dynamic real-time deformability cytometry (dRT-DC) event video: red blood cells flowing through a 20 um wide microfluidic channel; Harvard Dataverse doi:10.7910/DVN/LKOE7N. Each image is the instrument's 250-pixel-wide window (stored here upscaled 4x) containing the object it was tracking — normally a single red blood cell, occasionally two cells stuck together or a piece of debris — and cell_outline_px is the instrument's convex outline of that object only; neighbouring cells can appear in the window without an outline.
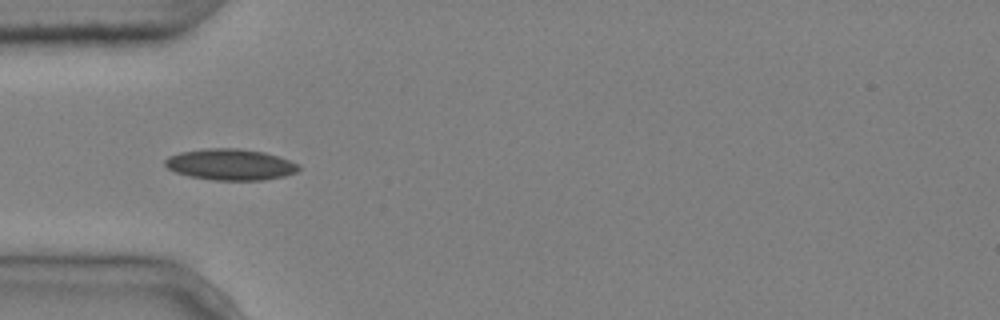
{"species": "common noctule bat (a hibernating species)", "species_latin": "Nyctalus noctula", "temperature_condition": "cold", "stored_images_in_passage": 8, "camera_frame_rate_fps": 3000, "um_per_image_px": 0.085, "animal": {"sex": "male", "body_mass_g": 20.4}, "frame": {"image": 1, "passage_image": 5, "time_ms": 1.333, "image_size_px": [1000, 320], "cell_outline_px": [[300, 168], [296, 172], [284, 176], [264, 180], [212, 180], [188, 176], [176, 172], [168, 168], [164, 164], [164, 160], [168, 156], [180, 152], [204, 148], [240, 148], [264, 152], [300, 164]], "centroid_in_image_um": [19.56, 13.98], "position_along_channel_um": 65.4, "area_um2": 24.39}}